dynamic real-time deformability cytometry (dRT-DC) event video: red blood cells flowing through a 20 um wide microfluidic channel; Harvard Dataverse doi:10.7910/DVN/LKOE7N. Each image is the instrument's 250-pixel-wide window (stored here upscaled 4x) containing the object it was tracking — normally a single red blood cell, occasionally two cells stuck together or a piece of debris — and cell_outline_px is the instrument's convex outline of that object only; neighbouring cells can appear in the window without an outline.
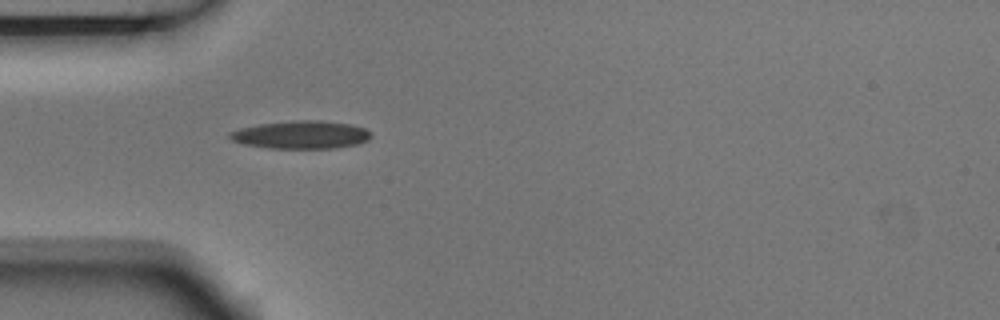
{"species": "Egyptian fruit bat (a non-hibernating species)", "species_latin": "Rousettus aegyptiacus", "temperature_condition": "room temperature", "stored_images_in_passage": 1, "camera_frame_rate_fps": 3000, "um_per_image_px": 0.085, "animal": {"sex": "male"}, "frame": {"image": 1, "passage_image": 1, "time_ms": 0.0, "image_size_px": [1000, 320], "cell_outline_px": [[372, 136], [368, 140], [356, 144], [336, 148], [268, 148], [244, 144], [232, 140], [228, 136], [228, 132], [240, 128], [260, 124], [292, 120], [320, 120], [352, 124], [364, 128]], "centroid_in_image_um": [25.58, 11.45], "position_along_channel_um": 59.4, "area_um2": 23.0}}